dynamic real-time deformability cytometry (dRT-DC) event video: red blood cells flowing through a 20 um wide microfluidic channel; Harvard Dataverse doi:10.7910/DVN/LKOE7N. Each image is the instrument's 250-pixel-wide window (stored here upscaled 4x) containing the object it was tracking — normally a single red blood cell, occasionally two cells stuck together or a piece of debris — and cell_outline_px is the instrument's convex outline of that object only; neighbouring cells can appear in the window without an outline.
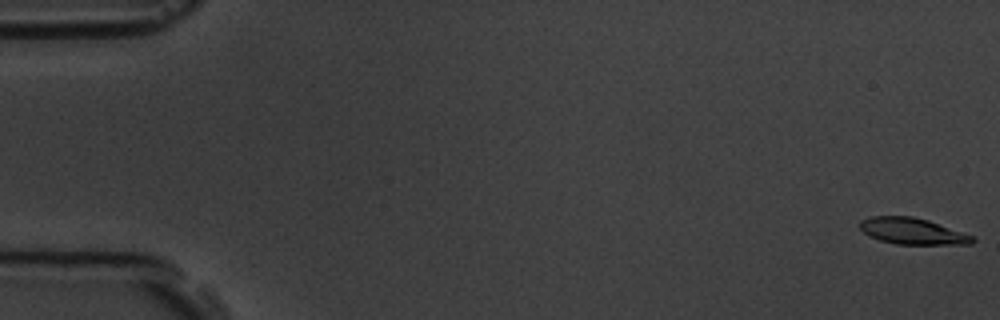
{"species": "common noctule bat (a hibernating species)", "species_latin": "Nyctalus noctula", "temperature_condition": "room temperature", "stored_images_in_passage": 7, "camera_frame_rate_fps": 3000, "um_per_image_px": 0.085, "animal": {"sex": "male", "body_mass_g": 19.5, "forearm_length_mm": 54.6}, "frame": {"image": 1, "passage_image": 1, "time_ms": 0.0, "image_size_px": [1000, 320], "cell_outline_px": [[976, 240], [972, 244], [896, 244], [880, 240], [868, 236], [860, 228], [860, 220], [868, 216], [912, 216], [928, 220], [972, 236]], "centroid_in_image_um": [77.51, 19.64], "position_along_channel_um": 7.5, "area_um2": 17.17}}
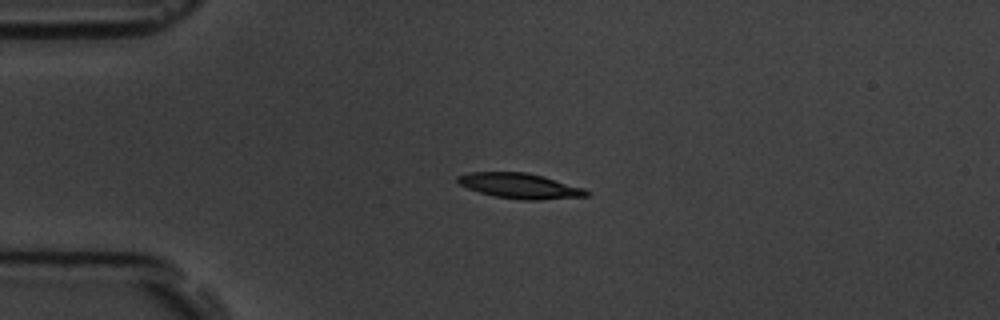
{"frame": {"image": 2, "passage_image": 5, "time_ms": 4.333, "image_size_px": [1000, 320], "cell_outline_px": [[588, 196], [540, 200], [524, 200], [496, 196], [480, 192], [468, 188], [460, 184], [456, 180], [456, 176], [468, 172], [528, 172], [544, 176], [584, 188], [588, 192]], "centroid_in_image_um": [44.19, 15.79], "position_along_channel_um": 40.8, "area_um2": 18.9}}
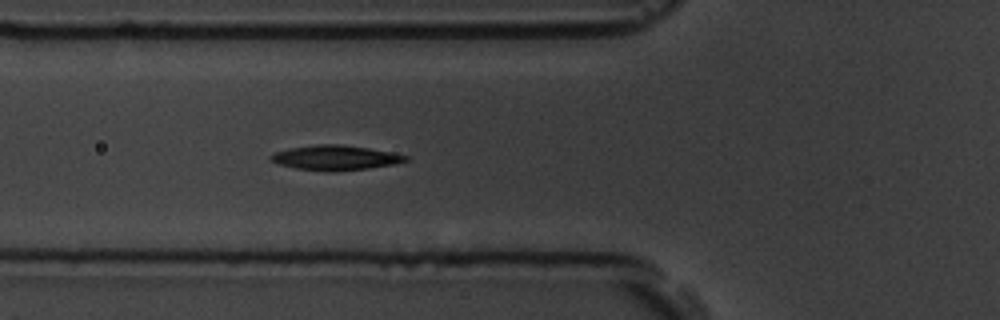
{"frame": {"image": 3, "passage_image": 7, "time_ms": 6.667, "image_size_px": [1000, 320], "cell_outline_px": [[408, 160], [396, 164], [368, 168], [328, 172], [296, 168], [280, 164], [272, 160], [268, 156], [276, 152], [288, 148], [316, 144], [340, 144], [368, 148], [392, 152], [408, 156]], "centroid_in_image_um": [28.52, 13.4], "position_along_channel_um": 97.3, "area_um2": 19.42}}